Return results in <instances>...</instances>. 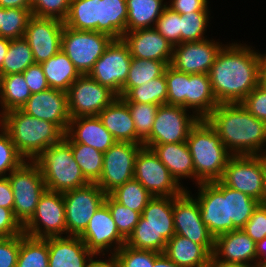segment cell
<instances>
[{
    "label": "cell",
    "mask_w": 266,
    "mask_h": 267,
    "mask_svg": "<svg viewBox=\"0 0 266 267\" xmlns=\"http://www.w3.org/2000/svg\"><path fill=\"white\" fill-rule=\"evenodd\" d=\"M246 44L224 45L209 71L213 94L220 103H240L259 86L260 58Z\"/></svg>",
    "instance_id": "cell-1"
},
{
    "label": "cell",
    "mask_w": 266,
    "mask_h": 267,
    "mask_svg": "<svg viewBox=\"0 0 266 267\" xmlns=\"http://www.w3.org/2000/svg\"><path fill=\"white\" fill-rule=\"evenodd\" d=\"M205 119L233 156L266 155V122L241 103H220Z\"/></svg>",
    "instance_id": "cell-2"
},
{
    "label": "cell",
    "mask_w": 266,
    "mask_h": 267,
    "mask_svg": "<svg viewBox=\"0 0 266 267\" xmlns=\"http://www.w3.org/2000/svg\"><path fill=\"white\" fill-rule=\"evenodd\" d=\"M0 126L10 135L15 148L26 161H35L48 147L65 136L56 124L37 119L21 109L2 114Z\"/></svg>",
    "instance_id": "cell-3"
},
{
    "label": "cell",
    "mask_w": 266,
    "mask_h": 267,
    "mask_svg": "<svg viewBox=\"0 0 266 267\" xmlns=\"http://www.w3.org/2000/svg\"><path fill=\"white\" fill-rule=\"evenodd\" d=\"M186 142L193 159L196 184L220 180L233 155L206 119H199L190 129Z\"/></svg>",
    "instance_id": "cell-4"
},
{
    "label": "cell",
    "mask_w": 266,
    "mask_h": 267,
    "mask_svg": "<svg viewBox=\"0 0 266 267\" xmlns=\"http://www.w3.org/2000/svg\"><path fill=\"white\" fill-rule=\"evenodd\" d=\"M175 235L173 197H152L141 213L126 245L139 250L164 253L167 241Z\"/></svg>",
    "instance_id": "cell-5"
},
{
    "label": "cell",
    "mask_w": 266,
    "mask_h": 267,
    "mask_svg": "<svg viewBox=\"0 0 266 267\" xmlns=\"http://www.w3.org/2000/svg\"><path fill=\"white\" fill-rule=\"evenodd\" d=\"M35 162L41 169L47 190L64 193L90 183L75 161L71 145L64 138L48 147Z\"/></svg>",
    "instance_id": "cell-6"
},
{
    "label": "cell",
    "mask_w": 266,
    "mask_h": 267,
    "mask_svg": "<svg viewBox=\"0 0 266 267\" xmlns=\"http://www.w3.org/2000/svg\"><path fill=\"white\" fill-rule=\"evenodd\" d=\"M7 177L13 190L14 216L24 227L34 216L39 199L46 190L41 169L35 161H25Z\"/></svg>",
    "instance_id": "cell-7"
},
{
    "label": "cell",
    "mask_w": 266,
    "mask_h": 267,
    "mask_svg": "<svg viewBox=\"0 0 266 267\" xmlns=\"http://www.w3.org/2000/svg\"><path fill=\"white\" fill-rule=\"evenodd\" d=\"M113 39L103 32L76 30L64 25L61 50L72 61L79 73L86 75Z\"/></svg>",
    "instance_id": "cell-8"
},
{
    "label": "cell",
    "mask_w": 266,
    "mask_h": 267,
    "mask_svg": "<svg viewBox=\"0 0 266 267\" xmlns=\"http://www.w3.org/2000/svg\"><path fill=\"white\" fill-rule=\"evenodd\" d=\"M134 179L153 197H177L187 190L177 183L154 151L145 146L137 153Z\"/></svg>",
    "instance_id": "cell-9"
},
{
    "label": "cell",
    "mask_w": 266,
    "mask_h": 267,
    "mask_svg": "<svg viewBox=\"0 0 266 267\" xmlns=\"http://www.w3.org/2000/svg\"><path fill=\"white\" fill-rule=\"evenodd\" d=\"M198 186V195L195 198L200 206L203 223L215 237L237 230L229 218L228 186L220 180L202 182Z\"/></svg>",
    "instance_id": "cell-10"
},
{
    "label": "cell",
    "mask_w": 266,
    "mask_h": 267,
    "mask_svg": "<svg viewBox=\"0 0 266 267\" xmlns=\"http://www.w3.org/2000/svg\"><path fill=\"white\" fill-rule=\"evenodd\" d=\"M105 197L106 194L97 183L63 193L67 236H80L84 232Z\"/></svg>",
    "instance_id": "cell-11"
},
{
    "label": "cell",
    "mask_w": 266,
    "mask_h": 267,
    "mask_svg": "<svg viewBox=\"0 0 266 267\" xmlns=\"http://www.w3.org/2000/svg\"><path fill=\"white\" fill-rule=\"evenodd\" d=\"M131 60L129 47L123 39H113L88 75L118 97H122V88L128 77Z\"/></svg>",
    "instance_id": "cell-12"
},
{
    "label": "cell",
    "mask_w": 266,
    "mask_h": 267,
    "mask_svg": "<svg viewBox=\"0 0 266 267\" xmlns=\"http://www.w3.org/2000/svg\"><path fill=\"white\" fill-rule=\"evenodd\" d=\"M23 231L25 235L37 239L67 235L63 193L46 189L39 199L34 216L23 227Z\"/></svg>",
    "instance_id": "cell-13"
},
{
    "label": "cell",
    "mask_w": 266,
    "mask_h": 267,
    "mask_svg": "<svg viewBox=\"0 0 266 267\" xmlns=\"http://www.w3.org/2000/svg\"><path fill=\"white\" fill-rule=\"evenodd\" d=\"M142 146L117 141L104 153L101 177L96 183L106 195L134 179L135 160Z\"/></svg>",
    "instance_id": "cell-14"
},
{
    "label": "cell",
    "mask_w": 266,
    "mask_h": 267,
    "mask_svg": "<svg viewBox=\"0 0 266 267\" xmlns=\"http://www.w3.org/2000/svg\"><path fill=\"white\" fill-rule=\"evenodd\" d=\"M220 181L259 201L263 191L264 155L232 156Z\"/></svg>",
    "instance_id": "cell-15"
},
{
    "label": "cell",
    "mask_w": 266,
    "mask_h": 267,
    "mask_svg": "<svg viewBox=\"0 0 266 267\" xmlns=\"http://www.w3.org/2000/svg\"><path fill=\"white\" fill-rule=\"evenodd\" d=\"M188 109L175 105H159L151 134L143 144H167L186 142L190 129L199 121Z\"/></svg>",
    "instance_id": "cell-16"
},
{
    "label": "cell",
    "mask_w": 266,
    "mask_h": 267,
    "mask_svg": "<svg viewBox=\"0 0 266 267\" xmlns=\"http://www.w3.org/2000/svg\"><path fill=\"white\" fill-rule=\"evenodd\" d=\"M71 118L98 116L118 96L109 88L93 80L88 74L81 75L67 91Z\"/></svg>",
    "instance_id": "cell-17"
},
{
    "label": "cell",
    "mask_w": 266,
    "mask_h": 267,
    "mask_svg": "<svg viewBox=\"0 0 266 267\" xmlns=\"http://www.w3.org/2000/svg\"><path fill=\"white\" fill-rule=\"evenodd\" d=\"M190 190L173 197L175 234L187 237L200 245H214L215 238L203 223L200 206Z\"/></svg>",
    "instance_id": "cell-18"
},
{
    "label": "cell",
    "mask_w": 266,
    "mask_h": 267,
    "mask_svg": "<svg viewBox=\"0 0 266 267\" xmlns=\"http://www.w3.org/2000/svg\"><path fill=\"white\" fill-rule=\"evenodd\" d=\"M79 238L94 255H106L104 252H109V250L110 252L113 250L111 254L114 255L126 244V239L119 233L111 212L105 203L91 217L87 228Z\"/></svg>",
    "instance_id": "cell-19"
},
{
    "label": "cell",
    "mask_w": 266,
    "mask_h": 267,
    "mask_svg": "<svg viewBox=\"0 0 266 267\" xmlns=\"http://www.w3.org/2000/svg\"><path fill=\"white\" fill-rule=\"evenodd\" d=\"M64 22L54 18L32 16L24 38L32 49L36 64H41L61 50Z\"/></svg>",
    "instance_id": "cell-20"
},
{
    "label": "cell",
    "mask_w": 266,
    "mask_h": 267,
    "mask_svg": "<svg viewBox=\"0 0 266 267\" xmlns=\"http://www.w3.org/2000/svg\"><path fill=\"white\" fill-rule=\"evenodd\" d=\"M222 47L223 44L208 39L175 45L170 65L187 74H208Z\"/></svg>",
    "instance_id": "cell-21"
},
{
    "label": "cell",
    "mask_w": 266,
    "mask_h": 267,
    "mask_svg": "<svg viewBox=\"0 0 266 267\" xmlns=\"http://www.w3.org/2000/svg\"><path fill=\"white\" fill-rule=\"evenodd\" d=\"M21 110L37 119L56 124L65 134L68 130L71 116L66 91L49 87L42 92L31 94Z\"/></svg>",
    "instance_id": "cell-22"
},
{
    "label": "cell",
    "mask_w": 266,
    "mask_h": 267,
    "mask_svg": "<svg viewBox=\"0 0 266 267\" xmlns=\"http://www.w3.org/2000/svg\"><path fill=\"white\" fill-rule=\"evenodd\" d=\"M212 257L221 263L254 267L257 262L256 242L243 229L221 234L215 237Z\"/></svg>",
    "instance_id": "cell-23"
},
{
    "label": "cell",
    "mask_w": 266,
    "mask_h": 267,
    "mask_svg": "<svg viewBox=\"0 0 266 267\" xmlns=\"http://www.w3.org/2000/svg\"><path fill=\"white\" fill-rule=\"evenodd\" d=\"M133 58L171 63L173 45L154 27L126 31L122 36Z\"/></svg>",
    "instance_id": "cell-24"
},
{
    "label": "cell",
    "mask_w": 266,
    "mask_h": 267,
    "mask_svg": "<svg viewBox=\"0 0 266 267\" xmlns=\"http://www.w3.org/2000/svg\"><path fill=\"white\" fill-rule=\"evenodd\" d=\"M68 143H82L105 153L117 141L98 116L71 118L64 136Z\"/></svg>",
    "instance_id": "cell-25"
},
{
    "label": "cell",
    "mask_w": 266,
    "mask_h": 267,
    "mask_svg": "<svg viewBox=\"0 0 266 267\" xmlns=\"http://www.w3.org/2000/svg\"><path fill=\"white\" fill-rule=\"evenodd\" d=\"M48 249V267H85L94 256L79 236L48 238Z\"/></svg>",
    "instance_id": "cell-26"
},
{
    "label": "cell",
    "mask_w": 266,
    "mask_h": 267,
    "mask_svg": "<svg viewBox=\"0 0 266 267\" xmlns=\"http://www.w3.org/2000/svg\"><path fill=\"white\" fill-rule=\"evenodd\" d=\"M214 245L196 244L187 237L175 234L164 254L180 267H207L212 258Z\"/></svg>",
    "instance_id": "cell-27"
},
{
    "label": "cell",
    "mask_w": 266,
    "mask_h": 267,
    "mask_svg": "<svg viewBox=\"0 0 266 267\" xmlns=\"http://www.w3.org/2000/svg\"><path fill=\"white\" fill-rule=\"evenodd\" d=\"M151 148L160 161L170 171L172 177L178 184L182 178L195 179L193 159L190 154L187 142L167 144H143Z\"/></svg>",
    "instance_id": "cell-28"
},
{
    "label": "cell",
    "mask_w": 266,
    "mask_h": 267,
    "mask_svg": "<svg viewBox=\"0 0 266 267\" xmlns=\"http://www.w3.org/2000/svg\"><path fill=\"white\" fill-rule=\"evenodd\" d=\"M98 117L116 141L136 144V128L133 118L128 105L120 97L106 106Z\"/></svg>",
    "instance_id": "cell-29"
},
{
    "label": "cell",
    "mask_w": 266,
    "mask_h": 267,
    "mask_svg": "<svg viewBox=\"0 0 266 267\" xmlns=\"http://www.w3.org/2000/svg\"><path fill=\"white\" fill-rule=\"evenodd\" d=\"M218 104L213 94L209 74H190L187 88V109L191 108L199 119H205Z\"/></svg>",
    "instance_id": "cell-30"
},
{
    "label": "cell",
    "mask_w": 266,
    "mask_h": 267,
    "mask_svg": "<svg viewBox=\"0 0 266 267\" xmlns=\"http://www.w3.org/2000/svg\"><path fill=\"white\" fill-rule=\"evenodd\" d=\"M50 88L68 91L81 76L68 56L60 50L53 57L40 64Z\"/></svg>",
    "instance_id": "cell-31"
},
{
    "label": "cell",
    "mask_w": 266,
    "mask_h": 267,
    "mask_svg": "<svg viewBox=\"0 0 266 267\" xmlns=\"http://www.w3.org/2000/svg\"><path fill=\"white\" fill-rule=\"evenodd\" d=\"M164 0H126V31L153 28L167 6ZM163 3V4H162Z\"/></svg>",
    "instance_id": "cell-32"
},
{
    "label": "cell",
    "mask_w": 266,
    "mask_h": 267,
    "mask_svg": "<svg viewBox=\"0 0 266 267\" xmlns=\"http://www.w3.org/2000/svg\"><path fill=\"white\" fill-rule=\"evenodd\" d=\"M127 16L126 0H100L98 32L122 39L126 32Z\"/></svg>",
    "instance_id": "cell-33"
},
{
    "label": "cell",
    "mask_w": 266,
    "mask_h": 267,
    "mask_svg": "<svg viewBox=\"0 0 266 267\" xmlns=\"http://www.w3.org/2000/svg\"><path fill=\"white\" fill-rule=\"evenodd\" d=\"M31 96L30 88L22 73H13L1 76L0 116L13 109H21Z\"/></svg>",
    "instance_id": "cell-34"
},
{
    "label": "cell",
    "mask_w": 266,
    "mask_h": 267,
    "mask_svg": "<svg viewBox=\"0 0 266 267\" xmlns=\"http://www.w3.org/2000/svg\"><path fill=\"white\" fill-rule=\"evenodd\" d=\"M100 0H71L64 25L76 30L98 31Z\"/></svg>",
    "instance_id": "cell-35"
},
{
    "label": "cell",
    "mask_w": 266,
    "mask_h": 267,
    "mask_svg": "<svg viewBox=\"0 0 266 267\" xmlns=\"http://www.w3.org/2000/svg\"><path fill=\"white\" fill-rule=\"evenodd\" d=\"M167 66L166 62L132 57L128 77L122 88V97L132 88L144 85L152 79L162 76Z\"/></svg>",
    "instance_id": "cell-36"
},
{
    "label": "cell",
    "mask_w": 266,
    "mask_h": 267,
    "mask_svg": "<svg viewBox=\"0 0 266 267\" xmlns=\"http://www.w3.org/2000/svg\"><path fill=\"white\" fill-rule=\"evenodd\" d=\"M48 238L37 239L20 234V249L16 267H48Z\"/></svg>",
    "instance_id": "cell-37"
},
{
    "label": "cell",
    "mask_w": 266,
    "mask_h": 267,
    "mask_svg": "<svg viewBox=\"0 0 266 267\" xmlns=\"http://www.w3.org/2000/svg\"><path fill=\"white\" fill-rule=\"evenodd\" d=\"M167 82L165 72L162 76L152 79L144 85L132 88L124 97L125 103L167 104Z\"/></svg>",
    "instance_id": "cell-38"
},
{
    "label": "cell",
    "mask_w": 266,
    "mask_h": 267,
    "mask_svg": "<svg viewBox=\"0 0 266 267\" xmlns=\"http://www.w3.org/2000/svg\"><path fill=\"white\" fill-rule=\"evenodd\" d=\"M34 64L32 49L25 38L11 39L0 69V75L23 73L28 66Z\"/></svg>",
    "instance_id": "cell-39"
},
{
    "label": "cell",
    "mask_w": 266,
    "mask_h": 267,
    "mask_svg": "<svg viewBox=\"0 0 266 267\" xmlns=\"http://www.w3.org/2000/svg\"><path fill=\"white\" fill-rule=\"evenodd\" d=\"M69 144L84 177L90 183H96L101 177L104 153L82 143Z\"/></svg>",
    "instance_id": "cell-40"
},
{
    "label": "cell",
    "mask_w": 266,
    "mask_h": 267,
    "mask_svg": "<svg viewBox=\"0 0 266 267\" xmlns=\"http://www.w3.org/2000/svg\"><path fill=\"white\" fill-rule=\"evenodd\" d=\"M119 204L131 210L143 212L149 200L153 197L137 180L132 179L117 187L109 194Z\"/></svg>",
    "instance_id": "cell-41"
},
{
    "label": "cell",
    "mask_w": 266,
    "mask_h": 267,
    "mask_svg": "<svg viewBox=\"0 0 266 267\" xmlns=\"http://www.w3.org/2000/svg\"><path fill=\"white\" fill-rule=\"evenodd\" d=\"M31 17V8L1 7L0 37L10 40L24 37L28 21Z\"/></svg>",
    "instance_id": "cell-42"
},
{
    "label": "cell",
    "mask_w": 266,
    "mask_h": 267,
    "mask_svg": "<svg viewBox=\"0 0 266 267\" xmlns=\"http://www.w3.org/2000/svg\"><path fill=\"white\" fill-rule=\"evenodd\" d=\"M259 201L228 187L229 218L237 229H242L258 206Z\"/></svg>",
    "instance_id": "cell-43"
},
{
    "label": "cell",
    "mask_w": 266,
    "mask_h": 267,
    "mask_svg": "<svg viewBox=\"0 0 266 267\" xmlns=\"http://www.w3.org/2000/svg\"><path fill=\"white\" fill-rule=\"evenodd\" d=\"M167 82V104L187 109V88L190 74L181 72L168 65L165 69Z\"/></svg>",
    "instance_id": "cell-44"
},
{
    "label": "cell",
    "mask_w": 266,
    "mask_h": 267,
    "mask_svg": "<svg viewBox=\"0 0 266 267\" xmlns=\"http://www.w3.org/2000/svg\"><path fill=\"white\" fill-rule=\"evenodd\" d=\"M129 107L131 117L136 128V144H143V141L151 134L159 105L126 103Z\"/></svg>",
    "instance_id": "cell-45"
},
{
    "label": "cell",
    "mask_w": 266,
    "mask_h": 267,
    "mask_svg": "<svg viewBox=\"0 0 266 267\" xmlns=\"http://www.w3.org/2000/svg\"><path fill=\"white\" fill-rule=\"evenodd\" d=\"M210 11L181 14V43L202 41L209 23Z\"/></svg>",
    "instance_id": "cell-46"
},
{
    "label": "cell",
    "mask_w": 266,
    "mask_h": 267,
    "mask_svg": "<svg viewBox=\"0 0 266 267\" xmlns=\"http://www.w3.org/2000/svg\"><path fill=\"white\" fill-rule=\"evenodd\" d=\"M104 203L108 206L119 233L127 240L139 222L141 214L116 202L106 195Z\"/></svg>",
    "instance_id": "cell-47"
},
{
    "label": "cell",
    "mask_w": 266,
    "mask_h": 267,
    "mask_svg": "<svg viewBox=\"0 0 266 267\" xmlns=\"http://www.w3.org/2000/svg\"><path fill=\"white\" fill-rule=\"evenodd\" d=\"M0 177H7L26 160L15 148L10 135L0 126Z\"/></svg>",
    "instance_id": "cell-48"
},
{
    "label": "cell",
    "mask_w": 266,
    "mask_h": 267,
    "mask_svg": "<svg viewBox=\"0 0 266 267\" xmlns=\"http://www.w3.org/2000/svg\"><path fill=\"white\" fill-rule=\"evenodd\" d=\"M160 253L139 250L124 244L113 256L118 267H152Z\"/></svg>",
    "instance_id": "cell-49"
},
{
    "label": "cell",
    "mask_w": 266,
    "mask_h": 267,
    "mask_svg": "<svg viewBox=\"0 0 266 267\" xmlns=\"http://www.w3.org/2000/svg\"><path fill=\"white\" fill-rule=\"evenodd\" d=\"M173 46L181 44V14L165 7L154 27Z\"/></svg>",
    "instance_id": "cell-50"
},
{
    "label": "cell",
    "mask_w": 266,
    "mask_h": 267,
    "mask_svg": "<svg viewBox=\"0 0 266 267\" xmlns=\"http://www.w3.org/2000/svg\"><path fill=\"white\" fill-rule=\"evenodd\" d=\"M70 2L71 0H32V16L54 18L64 22L69 13Z\"/></svg>",
    "instance_id": "cell-51"
},
{
    "label": "cell",
    "mask_w": 266,
    "mask_h": 267,
    "mask_svg": "<svg viewBox=\"0 0 266 267\" xmlns=\"http://www.w3.org/2000/svg\"><path fill=\"white\" fill-rule=\"evenodd\" d=\"M256 243L266 237V208L259 205L242 228Z\"/></svg>",
    "instance_id": "cell-52"
},
{
    "label": "cell",
    "mask_w": 266,
    "mask_h": 267,
    "mask_svg": "<svg viewBox=\"0 0 266 267\" xmlns=\"http://www.w3.org/2000/svg\"><path fill=\"white\" fill-rule=\"evenodd\" d=\"M253 116L266 122V92L257 86L241 102Z\"/></svg>",
    "instance_id": "cell-53"
},
{
    "label": "cell",
    "mask_w": 266,
    "mask_h": 267,
    "mask_svg": "<svg viewBox=\"0 0 266 267\" xmlns=\"http://www.w3.org/2000/svg\"><path fill=\"white\" fill-rule=\"evenodd\" d=\"M20 235L0 238V267H16Z\"/></svg>",
    "instance_id": "cell-54"
},
{
    "label": "cell",
    "mask_w": 266,
    "mask_h": 267,
    "mask_svg": "<svg viewBox=\"0 0 266 267\" xmlns=\"http://www.w3.org/2000/svg\"><path fill=\"white\" fill-rule=\"evenodd\" d=\"M31 94L42 92L49 88L42 66L40 64H34L28 66L22 73Z\"/></svg>",
    "instance_id": "cell-55"
},
{
    "label": "cell",
    "mask_w": 266,
    "mask_h": 267,
    "mask_svg": "<svg viewBox=\"0 0 266 267\" xmlns=\"http://www.w3.org/2000/svg\"><path fill=\"white\" fill-rule=\"evenodd\" d=\"M23 227L11 209L0 207V238L23 234Z\"/></svg>",
    "instance_id": "cell-56"
},
{
    "label": "cell",
    "mask_w": 266,
    "mask_h": 267,
    "mask_svg": "<svg viewBox=\"0 0 266 267\" xmlns=\"http://www.w3.org/2000/svg\"><path fill=\"white\" fill-rule=\"evenodd\" d=\"M167 6L179 14L196 11H209L208 0H171V3Z\"/></svg>",
    "instance_id": "cell-57"
},
{
    "label": "cell",
    "mask_w": 266,
    "mask_h": 267,
    "mask_svg": "<svg viewBox=\"0 0 266 267\" xmlns=\"http://www.w3.org/2000/svg\"><path fill=\"white\" fill-rule=\"evenodd\" d=\"M11 183L8 177H0V207L13 211L14 198Z\"/></svg>",
    "instance_id": "cell-58"
},
{
    "label": "cell",
    "mask_w": 266,
    "mask_h": 267,
    "mask_svg": "<svg viewBox=\"0 0 266 267\" xmlns=\"http://www.w3.org/2000/svg\"><path fill=\"white\" fill-rule=\"evenodd\" d=\"M98 256V255H94L92 256L89 261L86 263L85 267H118L116 260L114 258V256L111 254L110 258L108 260L105 259L104 260H94L93 257Z\"/></svg>",
    "instance_id": "cell-59"
},
{
    "label": "cell",
    "mask_w": 266,
    "mask_h": 267,
    "mask_svg": "<svg viewBox=\"0 0 266 267\" xmlns=\"http://www.w3.org/2000/svg\"><path fill=\"white\" fill-rule=\"evenodd\" d=\"M32 0H0L2 8H31Z\"/></svg>",
    "instance_id": "cell-60"
},
{
    "label": "cell",
    "mask_w": 266,
    "mask_h": 267,
    "mask_svg": "<svg viewBox=\"0 0 266 267\" xmlns=\"http://www.w3.org/2000/svg\"><path fill=\"white\" fill-rule=\"evenodd\" d=\"M256 253L258 266H266V237L256 243Z\"/></svg>",
    "instance_id": "cell-61"
},
{
    "label": "cell",
    "mask_w": 266,
    "mask_h": 267,
    "mask_svg": "<svg viewBox=\"0 0 266 267\" xmlns=\"http://www.w3.org/2000/svg\"><path fill=\"white\" fill-rule=\"evenodd\" d=\"M152 267H180L171 261L164 253H160L154 260Z\"/></svg>",
    "instance_id": "cell-62"
},
{
    "label": "cell",
    "mask_w": 266,
    "mask_h": 267,
    "mask_svg": "<svg viewBox=\"0 0 266 267\" xmlns=\"http://www.w3.org/2000/svg\"><path fill=\"white\" fill-rule=\"evenodd\" d=\"M10 39L0 37V69L9 48Z\"/></svg>",
    "instance_id": "cell-63"
},
{
    "label": "cell",
    "mask_w": 266,
    "mask_h": 267,
    "mask_svg": "<svg viewBox=\"0 0 266 267\" xmlns=\"http://www.w3.org/2000/svg\"><path fill=\"white\" fill-rule=\"evenodd\" d=\"M259 205L266 208V155H264V181H263V191L261 199L259 200Z\"/></svg>",
    "instance_id": "cell-64"
},
{
    "label": "cell",
    "mask_w": 266,
    "mask_h": 267,
    "mask_svg": "<svg viewBox=\"0 0 266 267\" xmlns=\"http://www.w3.org/2000/svg\"><path fill=\"white\" fill-rule=\"evenodd\" d=\"M207 267H250V266L221 263L219 261H216L212 257Z\"/></svg>",
    "instance_id": "cell-65"
},
{
    "label": "cell",
    "mask_w": 266,
    "mask_h": 267,
    "mask_svg": "<svg viewBox=\"0 0 266 267\" xmlns=\"http://www.w3.org/2000/svg\"><path fill=\"white\" fill-rule=\"evenodd\" d=\"M258 54H259V58H260V68H261L260 72H266V53L261 54L259 52Z\"/></svg>",
    "instance_id": "cell-66"
},
{
    "label": "cell",
    "mask_w": 266,
    "mask_h": 267,
    "mask_svg": "<svg viewBox=\"0 0 266 267\" xmlns=\"http://www.w3.org/2000/svg\"><path fill=\"white\" fill-rule=\"evenodd\" d=\"M259 86L266 92V72H260Z\"/></svg>",
    "instance_id": "cell-67"
},
{
    "label": "cell",
    "mask_w": 266,
    "mask_h": 267,
    "mask_svg": "<svg viewBox=\"0 0 266 267\" xmlns=\"http://www.w3.org/2000/svg\"><path fill=\"white\" fill-rule=\"evenodd\" d=\"M0 24H1V7H0Z\"/></svg>",
    "instance_id": "cell-68"
}]
</instances>
